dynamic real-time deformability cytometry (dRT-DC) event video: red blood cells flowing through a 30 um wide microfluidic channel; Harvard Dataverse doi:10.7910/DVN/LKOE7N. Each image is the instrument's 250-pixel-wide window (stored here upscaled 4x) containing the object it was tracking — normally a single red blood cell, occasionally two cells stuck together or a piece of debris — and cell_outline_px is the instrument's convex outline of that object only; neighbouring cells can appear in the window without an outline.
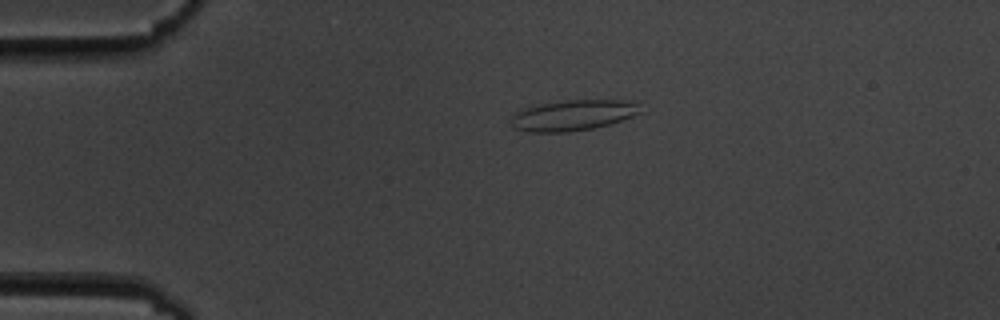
{"species": "common noctule bat (a hibernating species)", "species_latin": "Nyctalus noctula", "temperature_condition": "cold", "stored_images_in_passage": 2, "camera_frame_rate_fps": 3000, "um_per_image_px": 0.085, "animal": {"sex": "male", "body_mass_g": 19.5, "forearm_length_mm": 54.6}, "frame": {"image": 1, "passage_image": 1, "time_ms": 0.0, "image_size_px": [1000, 320], "cell_outline_px": [[640, 112], [632, 116], [608, 124], [592, 128], [568, 132], [528, 132], [512, 128], [512, 116], [520, 108], [540, 104], [564, 100], [632, 100], [636, 104]], "centroid_in_image_um": [48.63, 9.79], "position_along_channel_um": 36.4, "area_um2": 23.0}}